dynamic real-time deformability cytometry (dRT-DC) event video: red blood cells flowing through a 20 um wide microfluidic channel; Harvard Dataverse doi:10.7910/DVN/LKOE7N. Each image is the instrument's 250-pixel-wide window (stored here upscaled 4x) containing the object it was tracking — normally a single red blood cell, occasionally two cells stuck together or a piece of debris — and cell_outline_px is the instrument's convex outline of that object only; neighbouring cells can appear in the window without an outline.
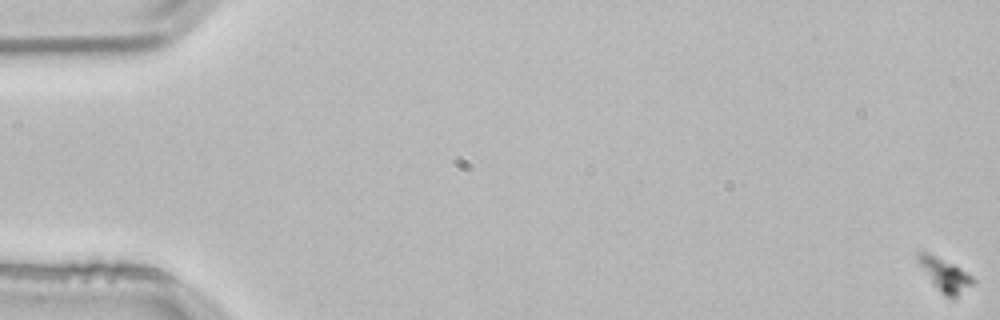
{"species": "common noctule bat (a hibernating species)", "species_latin": "Nyctalus noctula", "temperature_condition": "room temperature", "stored_images_in_passage": 63, "camera_frame_rate_fps": 3000, "um_per_image_px": 0.085, "animal": {"sex": "male", "body_mass_g": 21.5, "forearm_length_mm": 52.0}, "frame": {"image": 1, "passage_image": 1, "time_ms": 0.0, "image_size_px": [1000, 320], "cell_outline_px": [[972, 284], [956, 296], [948, 296], [932, 284], [916, 260], [916, 252], [928, 252], [960, 268], [972, 276]], "centroid_in_image_um": [80.23, 23.3], "position_along_channel_um": 4.8, "area_um2": 10.06}}
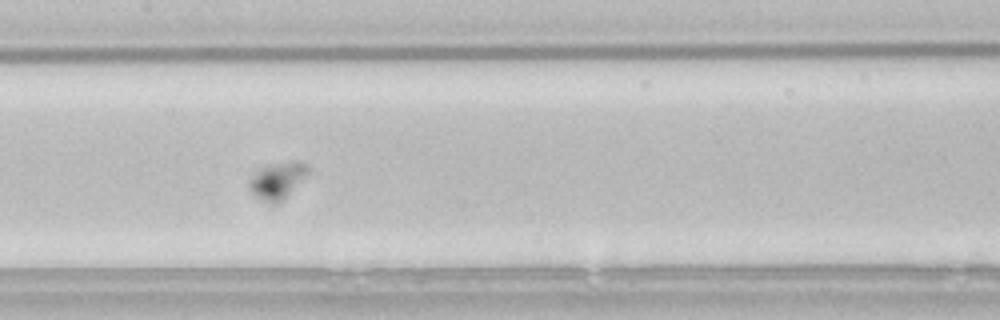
{"frame": {"image": 2, "passage_image": 32, "time_ms": 10.333, "image_size_px": [1000, 320], "cell_outline_px": [[308, 172], [284, 200], [276, 204], [268, 204], [256, 196], [252, 192], [248, 184], [248, 180], [264, 164], [304, 164], [308, 168]], "centroid_in_image_um": [23.5, 15.41], "position_along_channel_um": 183.9, "area_um2": 12.02}}
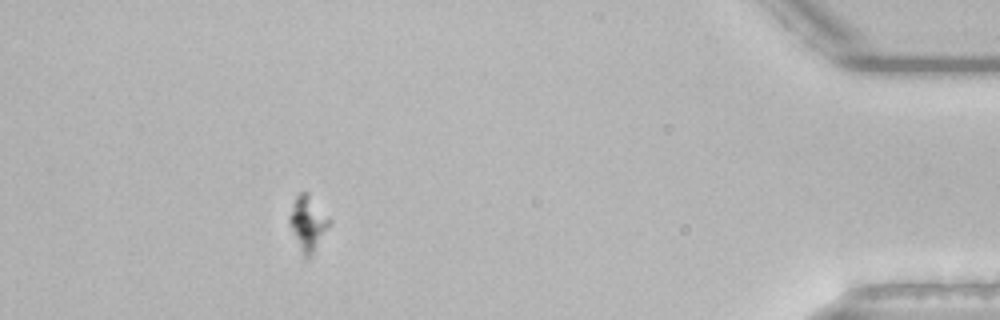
{"frame": {"image": 3, "passage_image": 57, "time_ms": 18.667, "image_size_px": [1000, 320], "cell_outline_px": [[332, 220], [312, 256], [308, 260], [304, 256], [288, 224], [288, 216], [296, 196], [300, 192], [308, 192]], "centroid_in_image_um": [26.17, 18.96], "position_along_channel_um": 409.0, "area_um2": 12.72}}